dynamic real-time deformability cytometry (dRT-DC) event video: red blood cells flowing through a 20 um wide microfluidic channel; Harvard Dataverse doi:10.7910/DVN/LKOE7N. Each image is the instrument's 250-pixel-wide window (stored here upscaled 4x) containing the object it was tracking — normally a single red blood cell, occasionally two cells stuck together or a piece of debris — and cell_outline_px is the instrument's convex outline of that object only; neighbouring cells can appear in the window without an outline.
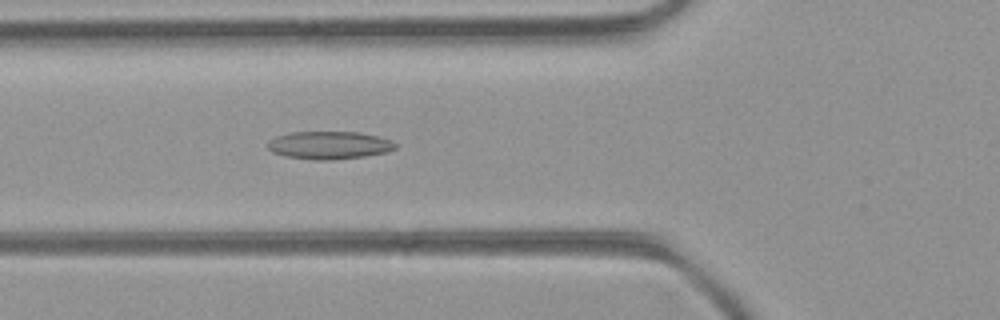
{"species": "common noctule bat (a hibernating species)", "species_latin": "Nyctalus noctula", "temperature_condition": "room temperature", "stored_images_in_passage": 38, "camera_frame_rate_fps": 3000, "um_per_image_px": 0.085, "animal": {"sex": "female", "body_mass_g": 21.9}, "frame": {"image": 1, "passage_image": 9, "time_ms": 2.667, "image_size_px": [1000, 320], "cell_outline_px": [[400, 144], [396, 148], [388, 152], [364, 156], [332, 160], [312, 160], [284, 156], [272, 152], [268, 148], [268, 140], [276, 136], [292, 132], [360, 132], [392, 140]], "centroid_in_image_um": [28.0, 12.34], "position_along_channel_um": 97.8, "area_um2": 20.92}}
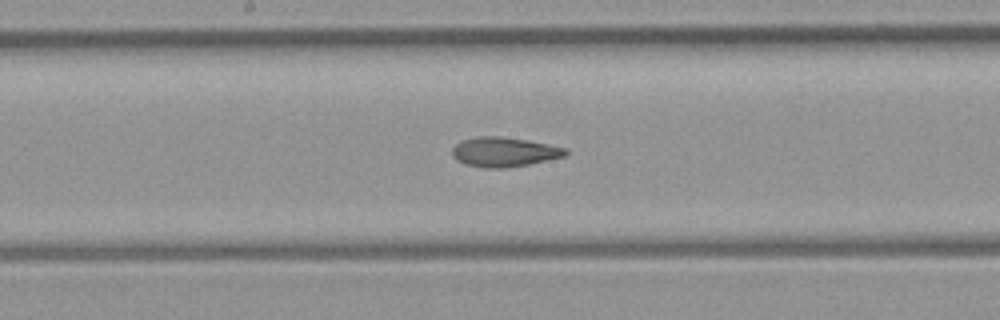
{"frame": {"image": 2, "passage_image": 17, "time_ms": 5.333, "image_size_px": [1000, 320], "cell_outline_px": [[568, 152], [564, 156], [528, 164], [504, 168], [484, 168], [464, 164], [456, 160], [452, 156], [452, 148], [460, 140], [480, 136], [500, 136], [528, 140], [568, 148]], "centroid_in_image_um": [42.81, 12.91], "position_along_channel_um": 205.4, "area_um2": 19.59}}
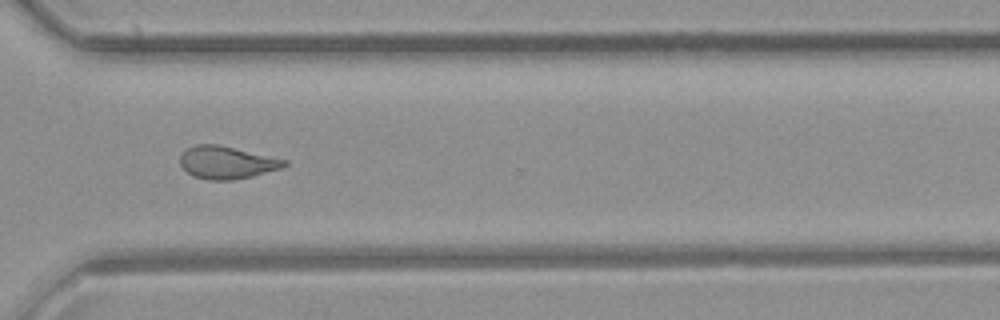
{"frame": {"image": 3, "passage_image": 28, "time_ms": 9.0, "image_size_px": [1000, 320], "cell_outline_px": [[288, 164], [280, 168], [252, 176], [232, 180], [208, 180], [192, 176], [180, 164], [180, 156], [188, 148], [196, 144], [220, 144], [288, 160]], "centroid_in_image_um": [19.27, 13.8], "position_along_channel_um": 351.3, "area_um2": 19.77}, "authors_computed_cell_mechanics": {"area_um2": 19.9988, "velocity_mm_per_s": 4.0044, "shape_relaxation_time_tau1_ms": null, "shape_relaxation_time_tau2_ms": 2.4014, "deformation_change_tau1": null, "deformation_change_tau2": 0.0895}}